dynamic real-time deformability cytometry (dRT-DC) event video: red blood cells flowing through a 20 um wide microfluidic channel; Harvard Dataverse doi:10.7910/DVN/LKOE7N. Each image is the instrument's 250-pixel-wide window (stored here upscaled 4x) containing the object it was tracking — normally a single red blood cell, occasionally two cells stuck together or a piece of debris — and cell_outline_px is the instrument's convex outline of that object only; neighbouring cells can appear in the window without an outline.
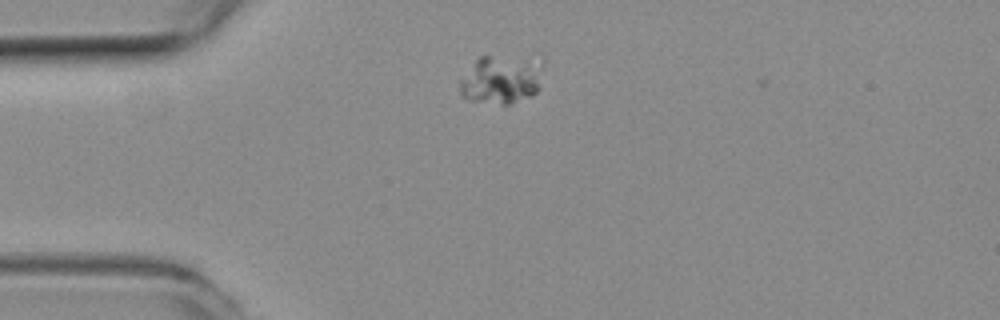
{"species": "common noctule bat (a hibernating species)", "species_latin": "Nyctalus noctula", "temperature_condition": "room temperature", "stored_images_in_passage": 3, "camera_frame_rate_fps": 3000, "um_per_image_px": 0.085, "animal": {"sex": "female", "body_mass_g": 19.3, "forearm_length_mm": 54.1}, "frame": {"image": 1, "passage_image": 1, "time_ms": 0.0, "image_size_px": [1000, 320], "cell_outline_px": [[544, 64], [540, 88], [532, 96], [512, 104], [500, 104], [472, 100], [460, 96], [460, 80], [476, 60], [480, 56], [544, 56]], "centroid_in_image_um": [42.73, 6.71], "position_along_channel_um": 42.3, "area_um2": 24.45}}